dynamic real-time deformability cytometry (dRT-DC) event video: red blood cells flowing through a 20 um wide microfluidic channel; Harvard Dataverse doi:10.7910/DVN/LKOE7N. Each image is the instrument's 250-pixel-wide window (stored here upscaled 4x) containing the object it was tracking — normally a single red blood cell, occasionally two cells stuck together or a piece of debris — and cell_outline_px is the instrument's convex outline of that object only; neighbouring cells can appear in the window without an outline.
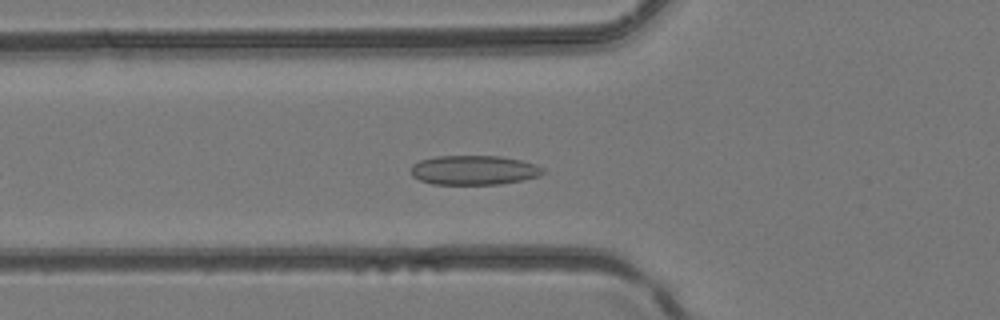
{"species": "common noctule bat (a hibernating species)", "species_latin": "Nyctalus noctula", "temperature_condition": "room temperature", "stored_images_in_passage": 31, "camera_frame_rate_fps": 3000, "um_per_image_px": 0.085, "animal": {"sex": "female", "body_mass_g": 24.6, "forearm_length_mm": 56.2}, "frame": {"image": 1, "passage_image": 6, "time_ms": 1.667, "image_size_px": [1000, 320], "cell_outline_px": [[548, 172], [540, 176], [500, 184], [432, 184], [420, 180], [412, 176], [412, 164], [420, 160], [436, 156], [500, 156], [520, 160], [536, 164], [544, 168]], "centroid_in_image_um": [40.32, 14.46], "position_along_channel_um": 85.5, "area_um2": 22.72}}
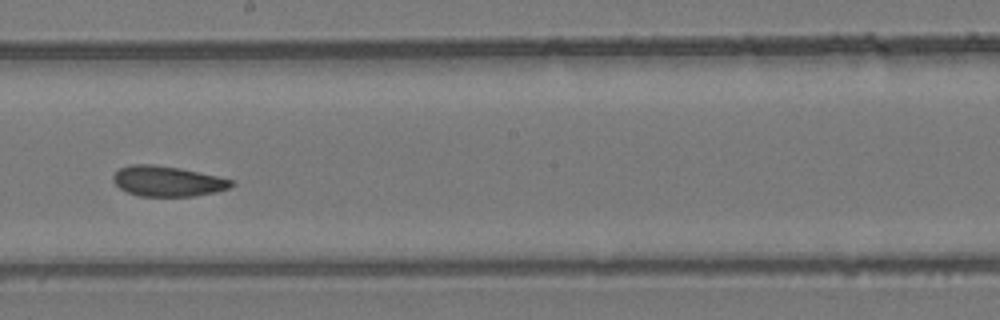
{"frame": {"image": 2, "passage_image": 15, "time_ms": 4.667, "image_size_px": [1000, 320], "cell_outline_px": [[236, 184], [228, 188], [216, 192], [192, 196], [140, 196], [128, 192], [120, 188], [112, 180], [112, 176], [120, 168], [132, 164], [152, 164], [180, 168], [236, 180]], "centroid_in_image_um": [14.27, 15.4], "position_along_channel_um": 233.9, "area_um2": 20.92}}
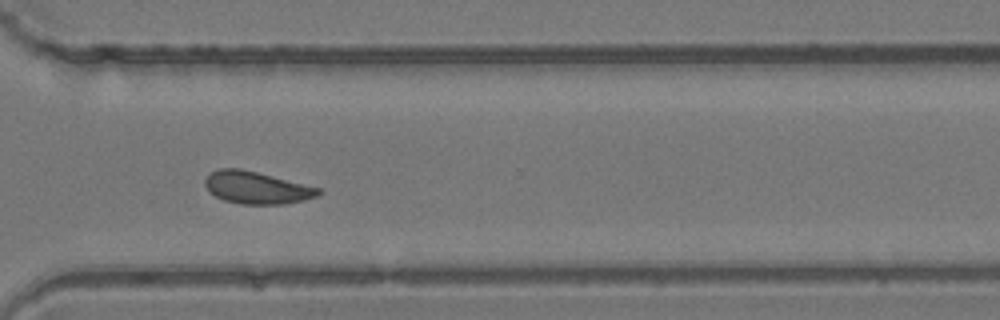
{"frame": {"image": 3, "passage_image": 22, "time_ms": 7.0, "image_size_px": [1000, 320], "cell_outline_px": [[320, 192], [316, 196], [304, 200], [284, 204], [240, 204], [224, 200], [208, 192], [204, 184], [204, 180], [208, 172], [220, 168], [240, 168], [320, 188]], "centroid_in_image_um": [21.74, 15.95], "position_along_channel_um": 348.9, "area_um2": 21.27}}